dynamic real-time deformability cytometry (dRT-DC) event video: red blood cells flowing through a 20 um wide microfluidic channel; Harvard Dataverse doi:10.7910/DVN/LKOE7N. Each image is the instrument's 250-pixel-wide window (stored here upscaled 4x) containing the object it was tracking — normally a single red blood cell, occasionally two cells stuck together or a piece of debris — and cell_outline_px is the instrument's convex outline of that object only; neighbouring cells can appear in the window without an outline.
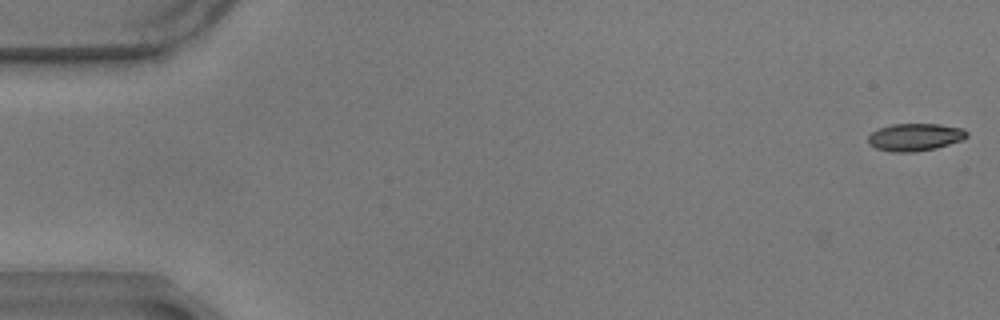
{"species": "common noctule bat (a hibernating species)", "species_latin": "Nyctalus noctula", "temperature_condition": "warm", "stored_images_in_passage": 59, "camera_frame_rate_fps": 3000, "um_per_image_px": 0.085, "animal": {"sex": "male", "body_mass_g": 17.9}, "frame": {"image": 1, "passage_image": 1, "time_ms": 0.0, "image_size_px": [1000, 320], "cell_outline_px": [[968, 136], [960, 140], [936, 148], [912, 152], [892, 152], [876, 148], [868, 144], [868, 136], [872, 132], [880, 128], [892, 124], [940, 124], [964, 128], [968, 132]], "centroid_in_image_um": [77.77, 11.65], "position_along_channel_um": 7.2, "area_um2": 15.78}}
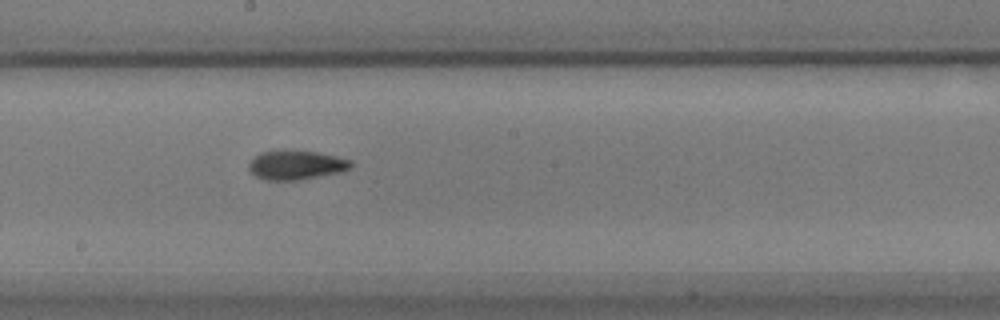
{"frame": {"image": 2, "passage_image": 32, "time_ms": 10.333, "image_size_px": [1000, 320], "cell_outline_px": [[352, 168], [344, 172], [296, 180], [264, 180], [256, 176], [248, 168], [248, 164], [260, 152], [284, 148], [316, 152], [336, 156], [352, 160]], "centroid_in_image_um": [25.19, 14.0], "position_along_channel_um": 223.0, "area_um2": 17.8}}
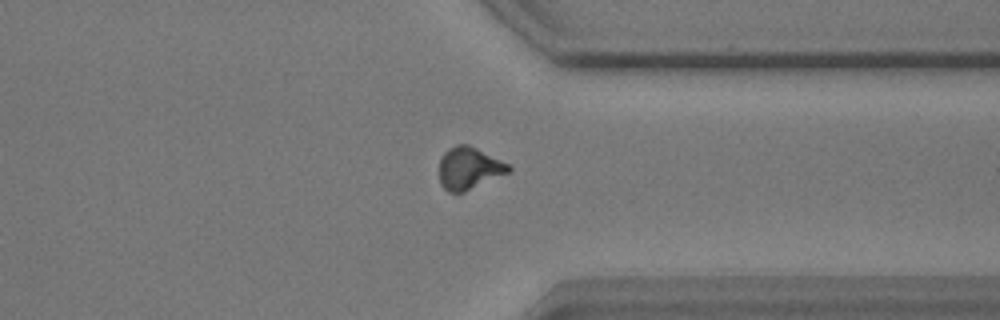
{"frame": {"image": 3, "passage_image": 45, "time_ms": 14.667, "image_size_px": [1000, 320], "cell_outline_px": [[512, 172], [464, 192], [448, 192], [440, 184], [440, 160], [444, 152], [448, 148], [456, 144], [468, 144], [508, 164], [512, 168]], "centroid_in_image_um": [39.88, 14.31], "position_along_channel_um": 371.5, "area_um2": 17.11}, "authors_computed_cell_mechanics": {"area_um2": 16.6464, "velocity_mm_per_s": 3.479, "shape_relaxation_time_tau1_ms": 11.2498, "shape_relaxation_time_tau2_ms": 5.3588, "deformation_change_tau1": 0.2784, "deformation_change_tau2": 0.1125}}